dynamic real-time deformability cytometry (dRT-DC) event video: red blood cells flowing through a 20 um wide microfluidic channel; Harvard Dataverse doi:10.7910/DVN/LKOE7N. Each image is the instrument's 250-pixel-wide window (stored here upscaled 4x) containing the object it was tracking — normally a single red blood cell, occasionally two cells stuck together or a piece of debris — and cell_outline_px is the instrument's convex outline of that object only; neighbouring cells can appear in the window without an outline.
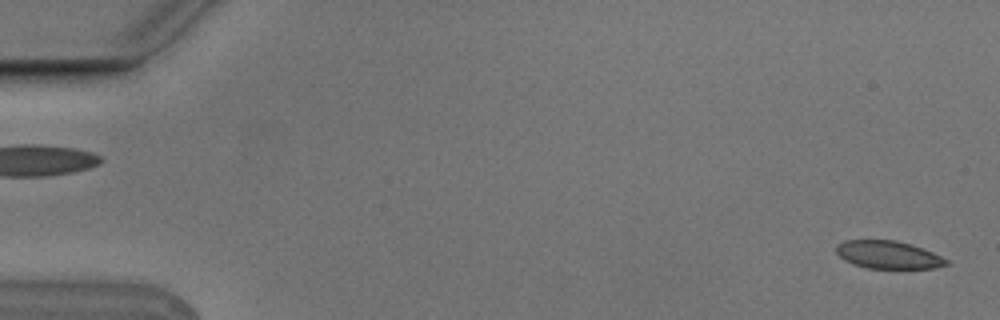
{"species": "Egyptian fruit bat (a non-hibernating species)", "species_latin": "Rousettus aegyptiacus", "temperature_condition": "cold", "stored_images_in_passage": 2, "segment_of_instrument_passage": [2, 2], "camera_frame_rate_fps": 3000, "um_per_image_px": 0.085, "animal": {"sex": "male"}, "frame": {"image": 1, "passage_image": 2, "time_ms": 0.333, "image_size_px": [1000, 320], "cell_outline_px": [[948, 264], [936, 268], [868, 268], [852, 264], [844, 260], [836, 252], [836, 244], [844, 240], [896, 240], [912, 244], [924, 248], [948, 260]], "centroid_in_image_um": [75.48, 21.65], "position_along_channel_um": 9.5, "area_um2": 17.92}}